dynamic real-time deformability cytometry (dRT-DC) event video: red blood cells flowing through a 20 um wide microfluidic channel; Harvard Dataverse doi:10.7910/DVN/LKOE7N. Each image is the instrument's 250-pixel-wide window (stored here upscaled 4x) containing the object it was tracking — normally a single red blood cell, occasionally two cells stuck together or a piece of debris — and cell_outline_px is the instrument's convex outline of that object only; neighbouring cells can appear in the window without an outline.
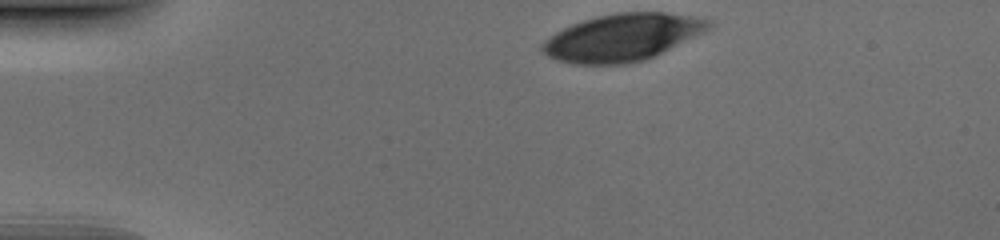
{"species": "human", "species_latin": "Homo sapiens", "temperature_condition": "cold", "stored_images_in_passage": 34, "camera_frame_rate_fps": 3000, "um_per_image_px": 0.085, "donor": {"sex": "male"}, "frame": {"image": 1, "passage_image": 1, "time_ms": 0.0, "image_size_px": [1000, 240], "cell_outline_px": [[712, 24], [700, 32], [644, 60], [628, 64], [576, 64], [556, 60], [548, 56], [540, 48], [540, 44], [548, 36], [572, 24], [596, 16], [616, 12], [664, 12], [692, 16], [708, 20]], "centroid_in_image_um": [52.78, 3.17], "position_along_channel_um": 32.2, "area_um2": 44.85}}
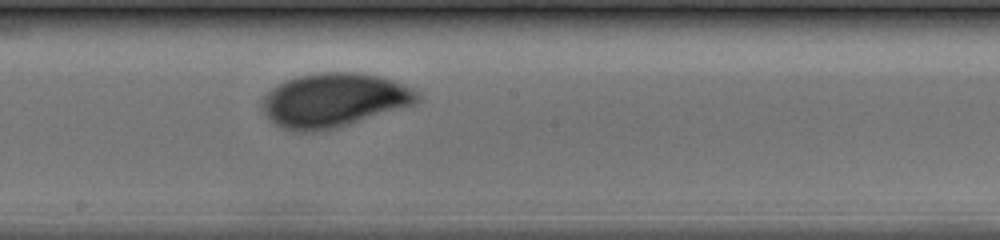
{"frame": {"image": 2, "passage_image": 20, "time_ms": 6.333, "image_size_px": [1000, 240], "cell_outline_px": [[420, 100], [416, 104], [404, 108], [340, 128], [316, 132], [296, 132], [284, 128], [276, 124], [260, 108], [260, 104], [264, 96], [276, 84], [284, 80], [296, 76], [320, 72], [356, 72], [380, 76], [404, 84], [420, 92]], "centroid_in_image_um": [28.41, 8.52], "position_along_channel_um": 219.8, "area_um2": 49.65}}
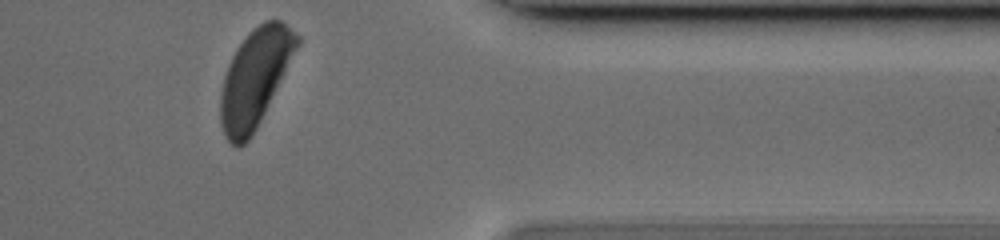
{"frame": {"image": 3, "passage_image": 34, "time_ms": 11.0, "image_size_px": [1000, 240], "cell_outline_px": [[300, 44], [256, 128], [248, 140], [240, 148], [236, 148], [224, 136], [220, 124], [220, 96], [224, 76], [228, 64], [232, 56], [240, 44], [264, 20], [284, 20], [300, 36]], "centroid_in_image_um": [21.67, 6.63], "position_along_channel_um": 389.7, "area_um2": 42.95}}